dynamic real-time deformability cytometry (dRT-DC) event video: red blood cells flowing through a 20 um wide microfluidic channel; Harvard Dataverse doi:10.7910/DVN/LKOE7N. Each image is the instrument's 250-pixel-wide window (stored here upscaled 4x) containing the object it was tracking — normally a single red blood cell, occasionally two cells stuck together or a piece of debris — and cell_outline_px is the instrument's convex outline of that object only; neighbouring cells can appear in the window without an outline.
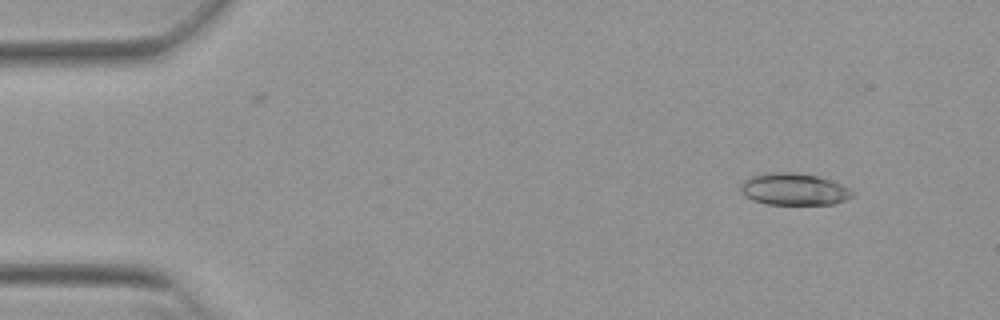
{"species": "Egyptian fruit bat (a non-hibernating species)", "species_latin": "Rousettus aegyptiacus", "temperature_condition": "warm", "stored_images_in_passage": 51, "camera_frame_rate_fps": 3000, "um_per_image_px": 0.085, "animal": {"sex": "female"}, "frame": {"image": 1, "passage_image": 6, "time_ms": 1.667, "image_size_px": [1000, 320], "cell_outline_px": [[852, 196], [844, 200], [832, 204], [768, 204], [752, 200], [740, 188], [740, 184], [744, 180], [752, 176], [772, 172], [788, 172], [816, 176], [840, 184], [848, 188], [852, 192]], "centroid_in_image_um": [67.46, 16.09], "position_along_channel_um": 17.5, "area_um2": 20.23}}
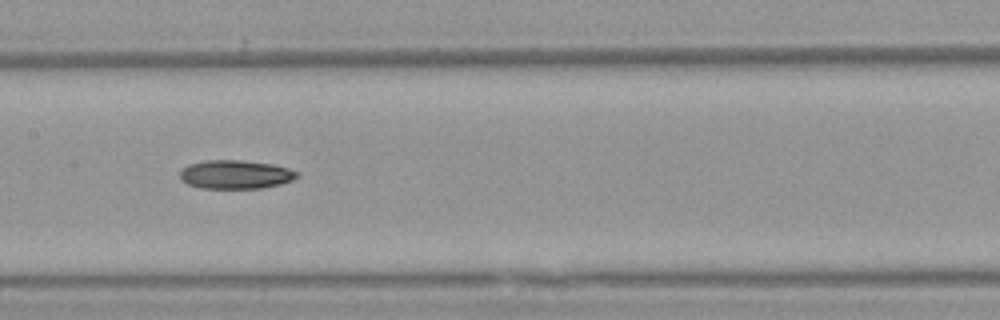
{"frame": {"image": 2, "passage_image": 27, "time_ms": 8.667, "image_size_px": [1000, 320], "cell_outline_px": [[300, 176], [292, 180], [280, 184], [260, 188], [200, 188], [188, 184], [180, 180], [180, 172], [188, 164], [208, 160], [240, 160], [272, 164], [288, 168], [300, 172]], "centroid_in_image_um": [20.03, 14.83], "position_along_channel_um": 187.4, "area_um2": 19.59}}
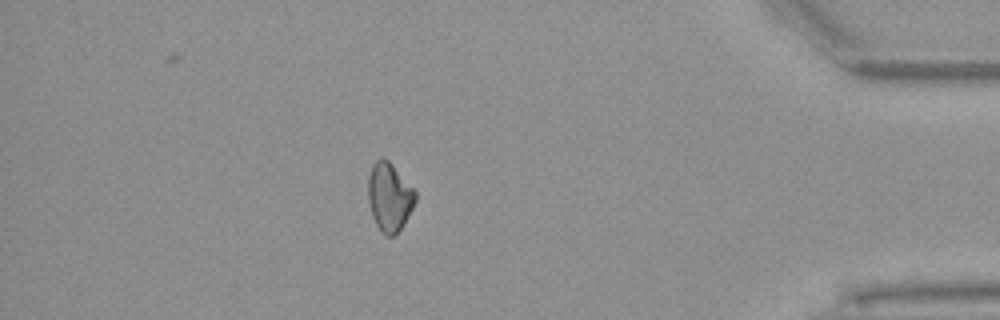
{"frame": {"image": 3, "passage_image": 47, "time_ms": 15.333, "image_size_px": [1000, 320], "cell_outline_px": [[416, 200], [412, 208], [400, 228], [392, 236], [384, 236], [380, 232], [372, 216], [368, 200], [368, 176], [372, 164], [376, 160], [388, 160], [392, 164], [416, 192]], "centroid_in_image_um": [33.07, 16.75], "position_along_channel_um": 402.1, "area_um2": 18.55}}